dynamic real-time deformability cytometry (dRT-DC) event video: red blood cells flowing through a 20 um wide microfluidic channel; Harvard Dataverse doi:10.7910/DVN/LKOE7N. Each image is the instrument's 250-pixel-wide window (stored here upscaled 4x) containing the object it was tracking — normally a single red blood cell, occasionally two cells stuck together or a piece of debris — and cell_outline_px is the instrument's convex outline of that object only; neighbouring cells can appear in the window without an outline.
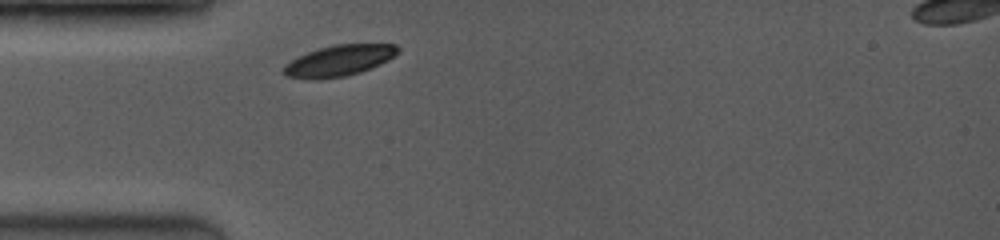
{"species": "common noctule bat (a hibernating species)", "species_latin": "Nyctalus noctula", "temperature_condition": "room temperature", "stored_images_in_passage": 1, "camera_frame_rate_fps": 3500, "um_per_image_px": 0.085, "animal": {"sex": "female", "body_mass_g": 19.0, "forearm_length_mm": 53.3}, "frame": {"image": 1, "passage_image": 1, "time_ms": 0.0, "image_size_px": [1000, 240], "cell_outline_px": [[400, 52], [388, 60], [380, 64], [360, 72], [344, 76], [316, 80], [312, 80], [284, 76], [280, 72], [284, 64], [308, 52], [320, 48], [336, 44], [396, 44], [400, 48]], "centroid_in_image_um": [28.8, 5.16], "position_along_channel_um": 56.2, "area_um2": 20.75}}